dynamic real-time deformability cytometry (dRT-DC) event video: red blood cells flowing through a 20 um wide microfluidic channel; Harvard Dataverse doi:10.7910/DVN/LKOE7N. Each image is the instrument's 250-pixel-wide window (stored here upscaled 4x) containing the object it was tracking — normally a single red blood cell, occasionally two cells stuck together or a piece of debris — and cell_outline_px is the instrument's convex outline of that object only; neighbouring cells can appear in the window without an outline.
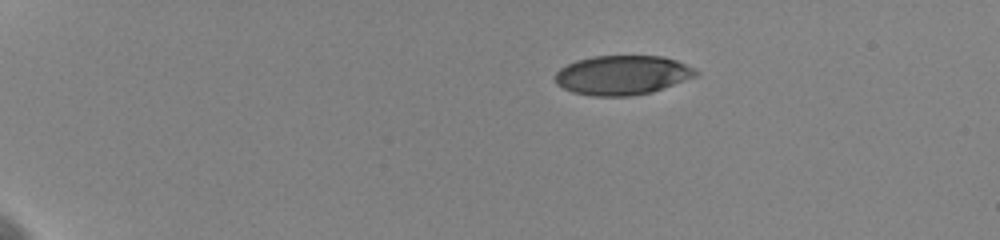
{"species": "human", "species_latin": "Homo sapiens", "temperature_condition": "cold", "stored_images_in_passage": 60, "camera_frame_rate_fps": 3000, "um_per_image_px": 0.085, "donor": {"sex": "female"}, "frame": {"image": 1, "passage_image": 1, "time_ms": 0.0, "image_size_px": [1000, 240], "cell_outline_px": [[696, 76], [652, 92], [632, 96], [592, 96], [572, 92], [556, 84], [556, 72], [560, 68], [576, 60], [592, 56], [664, 56], [676, 60], [696, 68]], "centroid_in_image_um": [52.89, 6.38], "position_along_channel_um": 32.1, "area_um2": 32.25}}
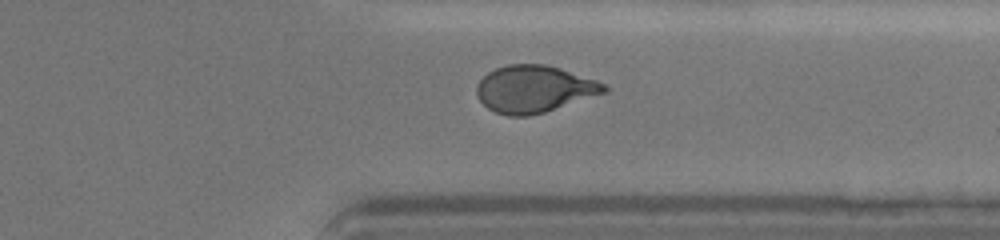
{"frame": {"image": 2, "passage_image": 45, "time_ms": 12.0, "image_size_px": [1000, 240], "cell_outline_px": [[608, 92], [544, 112], [528, 116], [508, 116], [496, 112], [488, 108], [476, 96], [476, 84], [488, 72], [496, 68], [508, 64], [544, 64], [560, 68], [596, 80], [604, 84], [608, 88]], "centroid_in_image_um": [45.39, 7.56], "position_along_channel_um": 366.0, "area_um2": 34.91}}
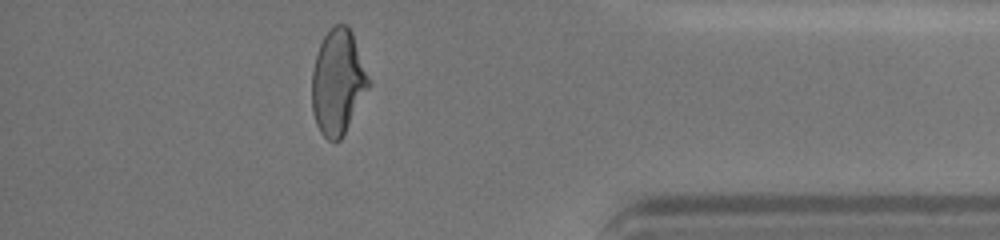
{"frame": {"image": 3, "passage_image": 52, "time_ms": 13.667, "image_size_px": [1000, 240], "cell_outline_px": [[368, 88], [340, 140], [336, 144], [328, 140], [320, 132], [316, 124], [312, 112], [312, 72], [316, 56], [320, 44], [324, 36], [332, 24], [348, 24], [352, 32], [368, 76]], "centroid_in_image_um": [28.68, 6.97], "position_along_channel_um": 406.5, "area_um2": 34.33}, "authors_computed_cell_mechanics": {"area_um2": 34.6511, "velocity_mm_per_s": 3.6012, "shape_relaxation_time_tau1_ms": 4.6561, "shape_relaxation_time_tau2_ms": 1.0952, "deformation_change_tau1": 0.1686, "deformation_change_tau2": 0.0564}}